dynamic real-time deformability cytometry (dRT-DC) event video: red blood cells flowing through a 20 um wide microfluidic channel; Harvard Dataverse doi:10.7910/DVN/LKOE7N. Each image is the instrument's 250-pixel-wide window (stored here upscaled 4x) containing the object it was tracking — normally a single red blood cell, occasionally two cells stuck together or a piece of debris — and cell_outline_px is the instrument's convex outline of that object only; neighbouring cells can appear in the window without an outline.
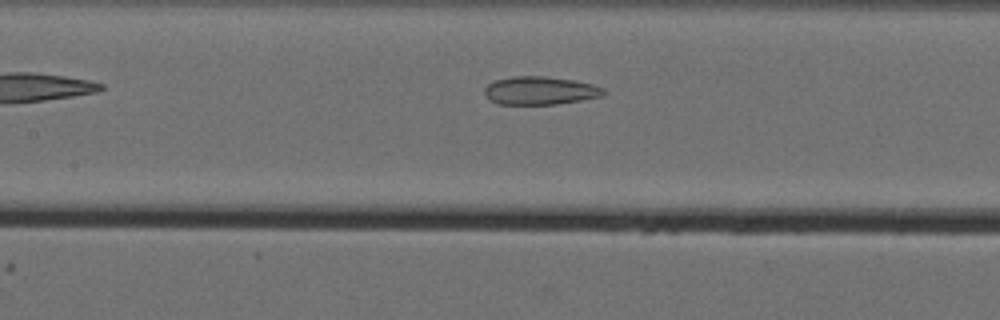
{"species": "Egyptian fruit bat (a non-hibernating species)", "species_latin": "Rousettus aegyptiacus", "temperature_condition": "cold", "stored_images_in_passage": 12, "camera_frame_rate_fps": 3000, "um_per_image_px": 0.085, "animal": {"sex": "female"}, "frame": {"image": 1, "passage_image": 6, "time_ms": 1.667, "image_size_px": [1000, 320], "cell_outline_px": [[608, 92], [604, 96], [556, 104], [500, 104], [492, 100], [484, 92], [484, 88], [488, 84], [496, 80], [512, 76], [544, 76], [572, 80], [592, 84], [604, 88]], "centroid_in_image_um": [45.95, 7.69], "position_along_channel_um": 161.4, "area_um2": 19.42}}
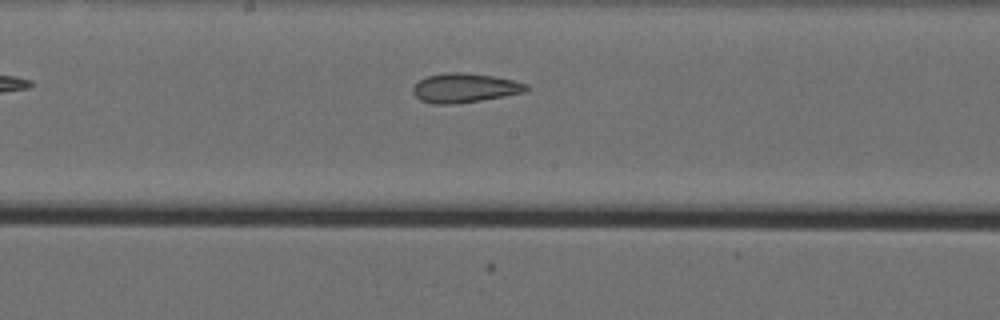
{"frame": {"image": 2, "passage_image": 10, "time_ms": 3.0, "image_size_px": [1000, 320], "cell_outline_px": [[528, 92], [456, 104], [432, 104], [420, 100], [412, 92], [412, 88], [420, 80], [428, 76], [448, 72], [464, 72], [492, 76], [512, 80], [528, 84]], "centroid_in_image_um": [39.51, 7.48], "position_along_channel_um": 208.7, "area_um2": 19.31}}